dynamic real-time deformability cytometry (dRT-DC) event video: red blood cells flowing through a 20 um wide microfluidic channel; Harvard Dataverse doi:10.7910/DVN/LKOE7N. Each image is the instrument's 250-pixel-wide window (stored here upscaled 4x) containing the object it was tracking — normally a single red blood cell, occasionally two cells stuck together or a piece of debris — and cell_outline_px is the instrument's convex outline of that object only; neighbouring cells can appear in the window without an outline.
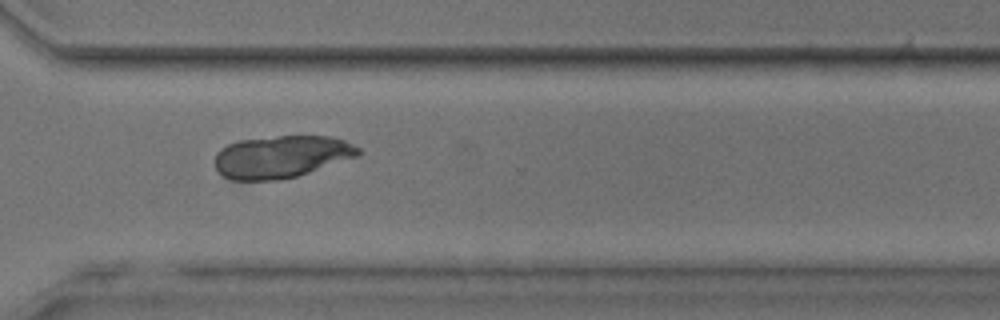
{"species": "common noctule bat (a hibernating species)", "species_latin": "Nyctalus noctula", "temperature_condition": "room temperature", "stored_images_in_passage": 15, "camera_frame_rate_fps": 3000, "um_per_image_px": 0.085, "animal": {"sex": "male", "body_mass_g": 17.9, "forearm_length_mm": 54.2}, "frame": {"image": 1, "passage_image": 12, "time_ms": 3.667, "image_size_px": [1000, 320], "cell_outline_px": [[360, 156], [296, 176], [276, 180], [228, 180], [216, 168], [216, 152], [220, 148], [228, 144], [240, 140], [276, 136], [332, 136], [344, 140], [360, 148]], "centroid_in_image_um": [23.93, 13.31], "position_along_channel_um": 346.7, "area_um2": 35.37}}